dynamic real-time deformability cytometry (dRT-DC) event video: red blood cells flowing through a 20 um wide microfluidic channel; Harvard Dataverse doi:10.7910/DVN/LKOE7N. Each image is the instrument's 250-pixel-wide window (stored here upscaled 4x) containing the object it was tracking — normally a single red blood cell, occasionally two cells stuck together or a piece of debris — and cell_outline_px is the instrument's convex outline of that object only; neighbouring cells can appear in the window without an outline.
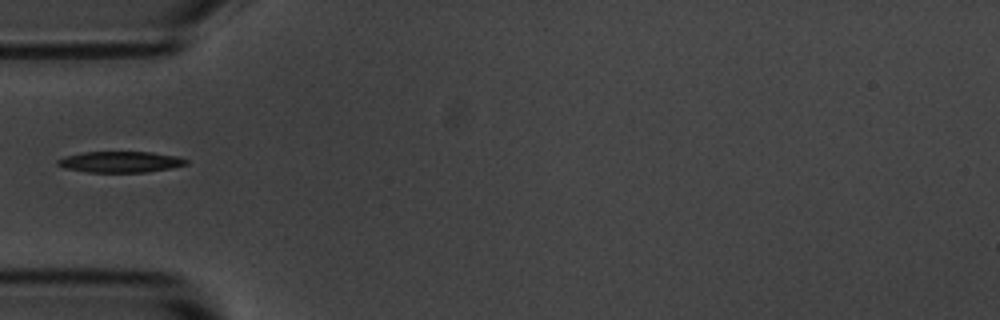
{"species": "common noctule bat (a hibernating species)", "species_latin": "Nyctalus noctula", "temperature_condition": "room temperature", "stored_images_in_passage": 39, "camera_frame_rate_fps": 3000, "um_per_image_px": 0.085, "animal": {"sex": "male", "body_mass_g": 20.1, "forearm_length_mm": 53.5}, "frame": {"image": 1, "passage_image": 1, "time_ms": 0.0, "image_size_px": [1000, 320], "cell_outline_px": [[188, 164], [172, 168], [144, 172], [88, 172], [64, 168], [56, 164], [56, 160], [64, 156], [80, 152], [152, 152], [180, 156], [188, 160]], "centroid_in_image_um": [10.23, 13.75], "position_along_channel_um": 74.8, "area_um2": 15.95}}
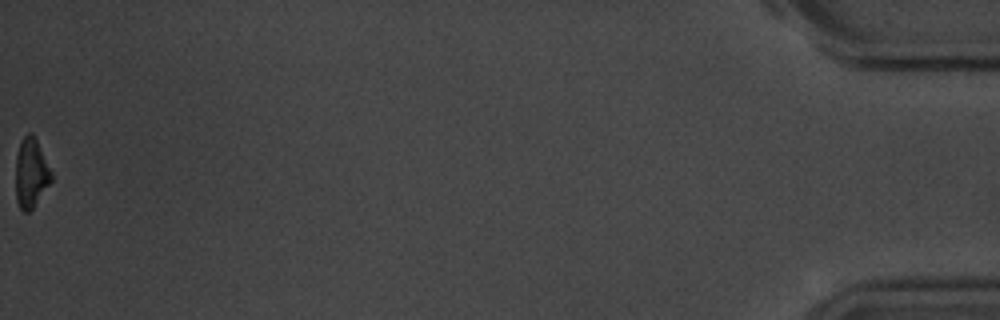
{"frame": {"image": 2, "passage_image": 39, "time_ms": 12.667, "image_size_px": [1000, 320], "cell_outline_px": [[52, 180], [32, 208], [28, 212], [24, 212], [20, 208], [16, 200], [16, 156], [20, 140], [28, 132], [32, 132], [52, 172]], "centroid_in_image_um": [2.62, 14.69], "position_along_channel_um": 432.6, "area_um2": 14.28}}